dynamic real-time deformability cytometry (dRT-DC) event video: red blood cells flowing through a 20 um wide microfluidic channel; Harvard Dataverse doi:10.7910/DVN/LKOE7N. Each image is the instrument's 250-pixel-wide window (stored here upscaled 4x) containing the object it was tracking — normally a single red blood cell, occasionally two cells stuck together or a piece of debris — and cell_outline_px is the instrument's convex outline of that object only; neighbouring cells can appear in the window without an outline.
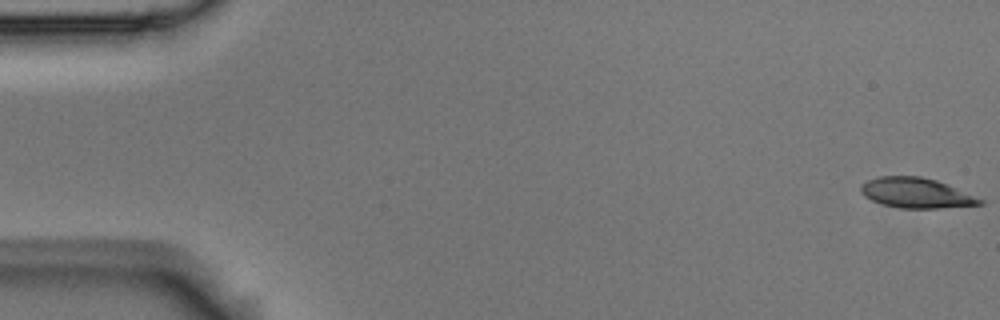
{"species": "Egyptian fruit bat (a non-hibernating species)", "species_latin": "Rousettus aegyptiacus", "temperature_condition": "room temperature", "stored_images_in_passage": 15, "camera_frame_rate_fps": 3000, "um_per_image_px": 0.085, "animal": {"sex": "male"}, "frame": {"image": 1, "passage_image": 1, "time_ms": 0.0, "image_size_px": [1000, 320], "cell_outline_px": [[984, 204], [936, 208], [900, 208], [884, 204], [872, 200], [864, 196], [860, 192], [860, 188], [868, 180], [880, 176], [920, 176], [936, 180], [948, 184], [984, 200]], "centroid_in_image_um": [77.89, 16.4], "position_along_channel_um": 7.1, "area_um2": 20.69}}
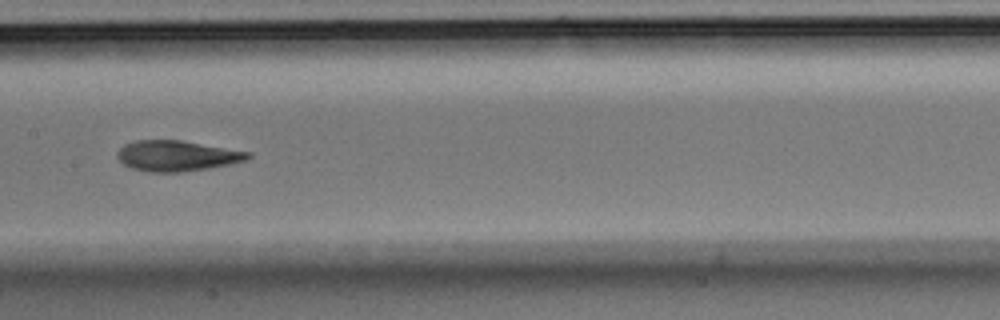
{"frame": {"image": 2, "passage_image": 8, "time_ms": 2.333, "image_size_px": [1000, 320], "cell_outline_px": [[252, 156], [248, 160], [208, 168], [180, 172], [148, 172], [132, 168], [124, 164], [120, 160], [116, 152], [124, 144], [136, 140], [180, 140], [252, 152]], "centroid_in_image_um": [15.05, 13.24], "position_along_channel_um": 192.3, "area_um2": 23.24}}
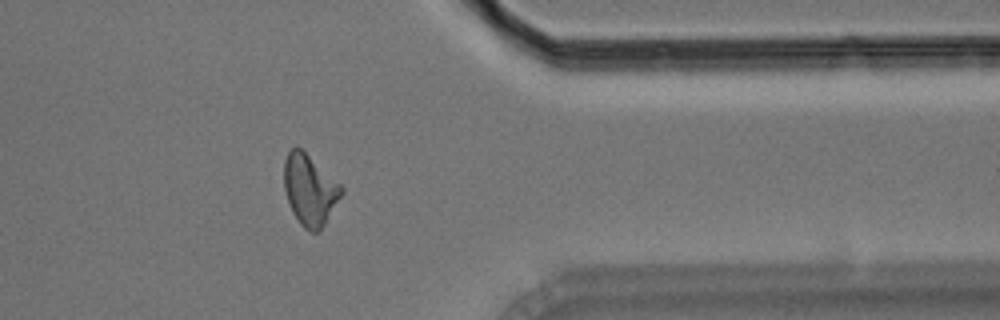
{"frame": {"image": 3, "passage_image": 13, "time_ms": 4.0, "image_size_px": [1000, 320], "cell_outline_px": [[344, 192], [320, 232], [312, 232], [304, 228], [300, 224], [292, 212], [284, 188], [284, 160], [288, 152], [292, 148], [300, 148], [340, 184], [344, 188]], "centroid_in_image_um": [26.33, 16.17], "position_along_channel_um": 385.1, "area_um2": 23.41}}